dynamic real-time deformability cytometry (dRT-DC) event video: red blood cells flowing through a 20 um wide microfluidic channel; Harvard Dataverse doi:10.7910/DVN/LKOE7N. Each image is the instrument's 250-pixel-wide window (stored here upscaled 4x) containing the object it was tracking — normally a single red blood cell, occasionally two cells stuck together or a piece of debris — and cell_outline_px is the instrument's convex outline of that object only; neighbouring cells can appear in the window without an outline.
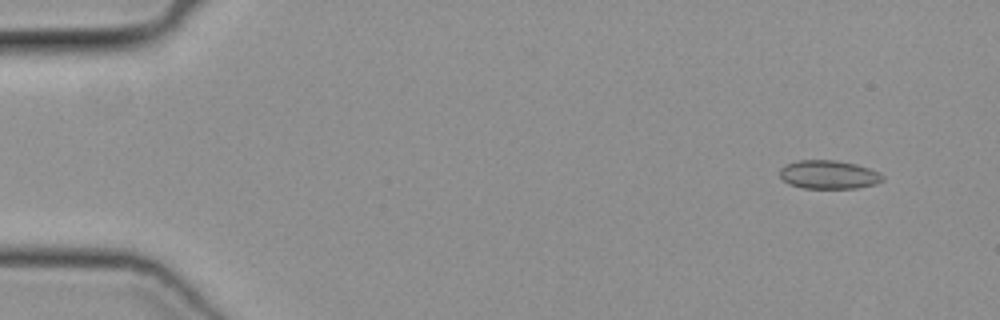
{"species": "common noctule bat (a hibernating species)", "species_latin": "Nyctalus noctula", "temperature_condition": "cold", "stored_images_in_passage": 50, "camera_frame_rate_fps": 3000, "um_per_image_px": 0.085, "animal": {"sex": "female", "body_mass_g": 19.3, "forearm_length_mm": 54.1}, "frame": {"image": 1, "passage_image": 4, "time_ms": 1.0, "image_size_px": [1000, 320], "cell_outline_px": [[884, 180], [876, 184], [856, 188], [804, 188], [788, 184], [780, 176], [780, 168], [788, 164], [800, 160], [836, 160], [856, 164], [880, 172], [884, 176]], "centroid_in_image_um": [70.47, 14.84], "position_along_channel_um": 14.5, "area_um2": 17.11}}
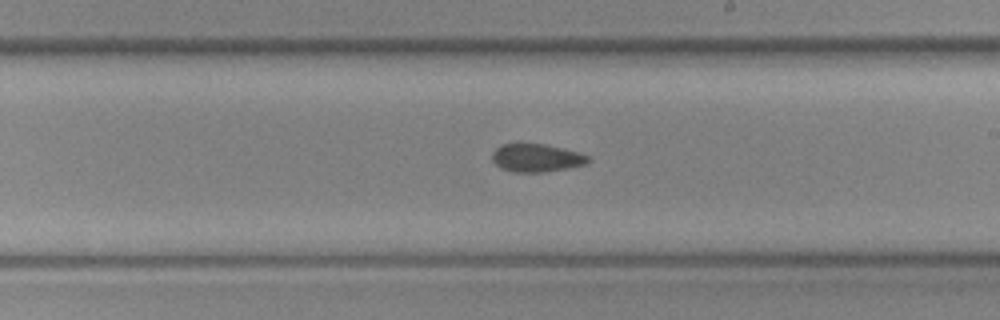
{"frame": {"image": 2, "passage_image": 29, "time_ms": 9.333, "image_size_px": [1000, 320], "cell_outline_px": [[592, 160], [588, 164], [568, 168], [544, 172], [512, 172], [500, 168], [492, 160], [492, 152], [500, 144], [544, 144], [580, 152], [588, 156]], "centroid_in_image_um": [45.62, 13.43], "position_along_channel_um": 243.4, "area_um2": 15.84}}
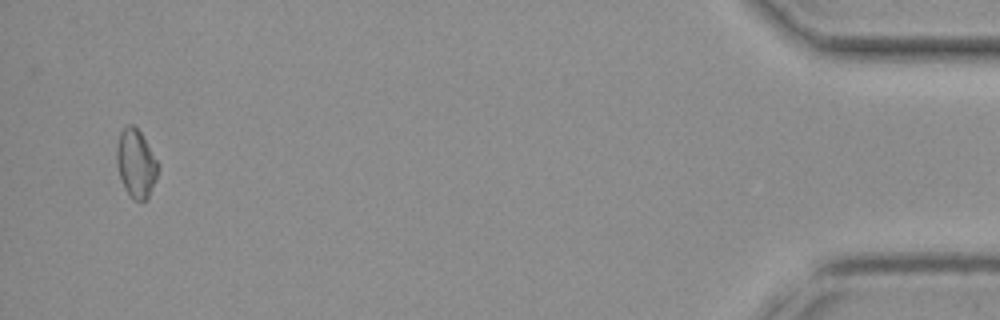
{"frame": {"image": 3, "passage_image": 48, "time_ms": 15.667, "image_size_px": [1000, 320], "cell_outline_px": [[160, 168], [156, 180], [148, 196], [144, 200], [132, 200], [120, 176], [116, 164], [116, 148], [120, 132], [128, 124], [132, 124], [140, 132], [160, 164]], "centroid_in_image_um": [11.57, 13.88], "position_along_channel_um": 423.6, "area_um2": 16.36}}